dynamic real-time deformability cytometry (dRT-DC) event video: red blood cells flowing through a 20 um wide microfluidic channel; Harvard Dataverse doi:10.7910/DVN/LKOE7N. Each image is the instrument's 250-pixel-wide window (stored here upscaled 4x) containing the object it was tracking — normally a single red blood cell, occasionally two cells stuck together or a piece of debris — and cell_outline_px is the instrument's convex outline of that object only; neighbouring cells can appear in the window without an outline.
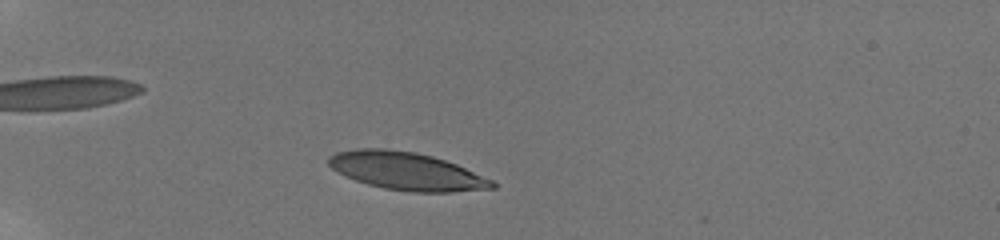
{"species": "human", "species_latin": "Homo sapiens", "temperature_condition": "room temperature", "stored_images_in_passage": 42, "camera_frame_rate_fps": 3000, "um_per_image_px": 0.085, "donor": {"sex": "male"}, "frame": {"image": 1, "passage_image": 7, "time_ms": 2.0, "image_size_px": [1000, 240], "cell_outline_px": [[496, 188], [452, 192], [412, 192], [384, 188], [368, 184], [356, 180], [332, 168], [328, 164], [328, 156], [336, 152], [356, 148], [384, 148], [416, 152], [432, 156], [456, 164], [492, 180], [496, 184]], "centroid_in_image_um": [34.55, 14.54], "position_along_channel_um": 50.4, "area_um2": 35.84}}
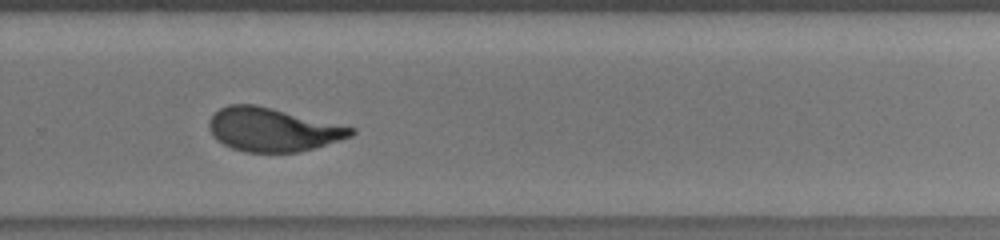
{"frame": {"image": 2, "passage_image": 31, "time_ms": 10.0, "image_size_px": [1000, 240], "cell_outline_px": [[356, 132], [352, 136], [316, 148], [300, 152], [244, 152], [232, 148], [216, 140], [212, 136], [208, 128], [208, 120], [220, 108], [228, 104], [256, 104], [356, 128]], "centroid_in_image_um": [23.17, 11.02], "position_along_channel_um": 306.6, "area_um2": 36.24}}
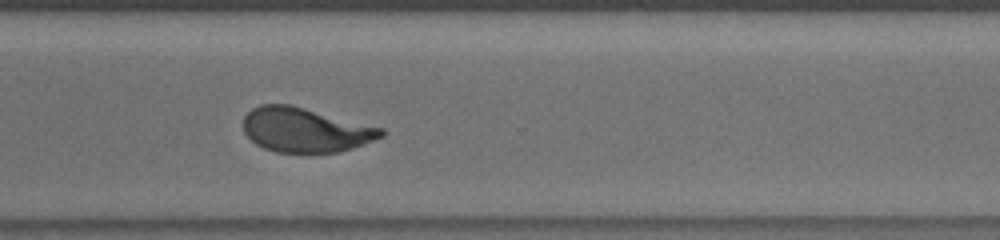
{"frame": {"image": 3, "passage_image": 34, "time_ms": 11.0, "image_size_px": [1000, 240], "cell_outline_px": [[384, 136], [364, 144], [340, 152], [276, 152], [264, 148], [256, 144], [244, 132], [244, 116], [252, 108], [260, 104], [288, 104], [384, 128]], "centroid_in_image_um": [25.95, 11.04], "position_along_channel_um": 344.6, "area_um2": 35.49}, "authors_computed_cell_mechanics": {"area_um2": 36.414, "velocity_mm_per_s": 3.7936, "shape_relaxation_time_tau1_ms": 4.2153, "shape_relaxation_time_tau2_ms": 0.7952, "deformation_change_tau1": 0.2081, "deformation_change_tau2": 0.0856}}